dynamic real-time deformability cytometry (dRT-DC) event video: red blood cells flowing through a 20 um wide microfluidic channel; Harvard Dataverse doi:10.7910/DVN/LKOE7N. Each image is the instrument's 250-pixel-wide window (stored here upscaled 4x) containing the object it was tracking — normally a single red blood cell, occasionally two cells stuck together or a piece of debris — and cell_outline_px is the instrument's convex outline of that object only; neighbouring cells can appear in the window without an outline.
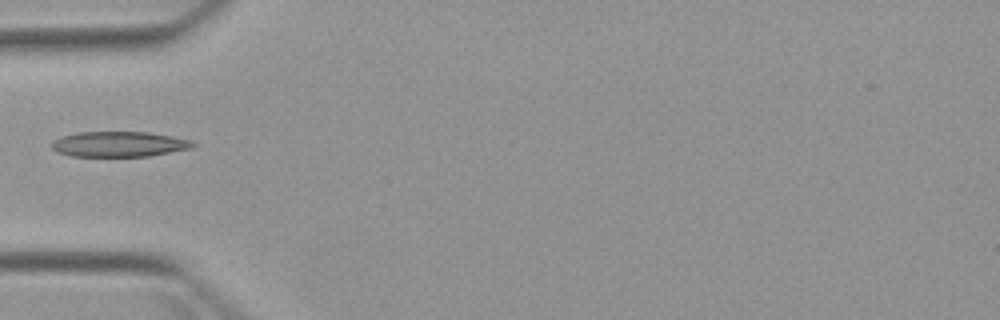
{"species": "Egyptian fruit bat (a non-hibernating species)", "species_latin": "Rousettus aegyptiacus", "temperature_condition": "warm", "stored_images_in_passage": 1, "camera_frame_rate_fps": 3000, "um_per_image_px": 0.085, "animal": {"sex": "female"}, "frame": {"image": 1, "passage_image": 1, "time_ms": 0.0, "image_size_px": [1000, 320], "cell_outline_px": [[196, 144], [192, 148], [148, 156], [72, 156], [56, 152], [52, 148], [52, 140], [60, 136], [80, 132], [148, 132], [172, 136], [192, 140]], "centroid_in_image_um": [10.11, 12.25], "position_along_channel_um": 74.9, "area_um2": 20.87}}